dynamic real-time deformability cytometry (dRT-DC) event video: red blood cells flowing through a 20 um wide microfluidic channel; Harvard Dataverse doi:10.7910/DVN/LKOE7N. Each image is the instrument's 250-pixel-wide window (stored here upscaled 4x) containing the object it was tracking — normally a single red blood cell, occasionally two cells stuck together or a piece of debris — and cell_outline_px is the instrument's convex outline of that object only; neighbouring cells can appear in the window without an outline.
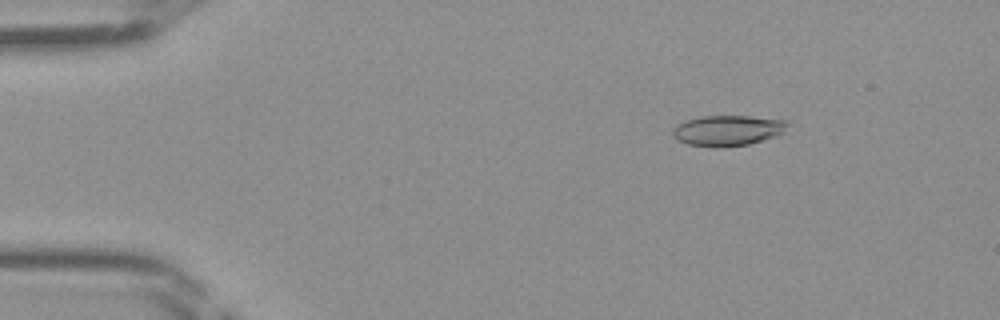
{"species": "Egyptian fruit bat (a non-hibernating species)", "species_latin": "Rousettus aegyptiacus", "temperature_condition": "room temperature", "stored_images_in_passage": 46, "camera_frame_rate_fps": 3000, "um_per_image_px": 0.085, "frame": {"image": 1, "passage_image": 7, "time_ms": 2.0, "image_size_px": [1000, 320], "cell_outline_px": [[788, 124], [784, 132], [776, 136], [764, 140], [748, 144], [720, 148], [716, 148], [688, 144], [672, 136], [672, 128], [676, 124], [700, 116], [748, 116], [788, 120]], "centroid_in_image_um": [61.85, 11.09], "position_along_channel_um": 23.1, "area_um2": 20.58}}
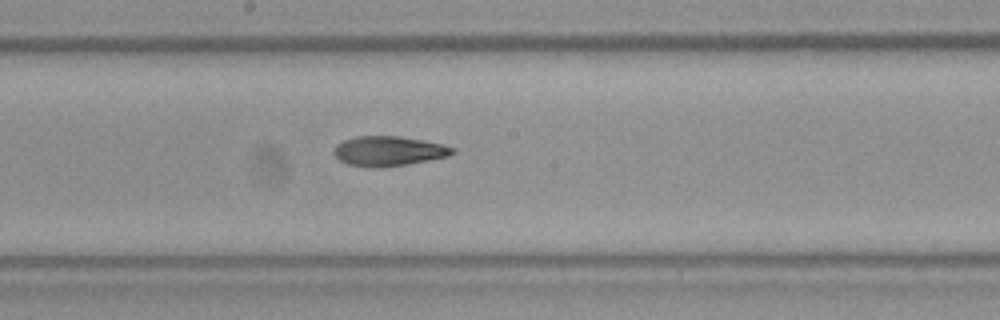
{"frame": {"image": 2, "passage_image": 25, "time_ms": 8.0, "image_size_px": [1000, 320], "cell_outline_px": [[456, 152], [448, 156], [428, 160], [384, 168], [372, 168], [348, 164], [340, 160], [332, 152], [336, 144], [344, 140], [356, 136], [400, 136], [424, 140], [444, 144], [456, 148]], "centroid_in_image_um": [33.04, 12.84], "position_along_channel_um": 215.2, "area_um2": 20.81}}
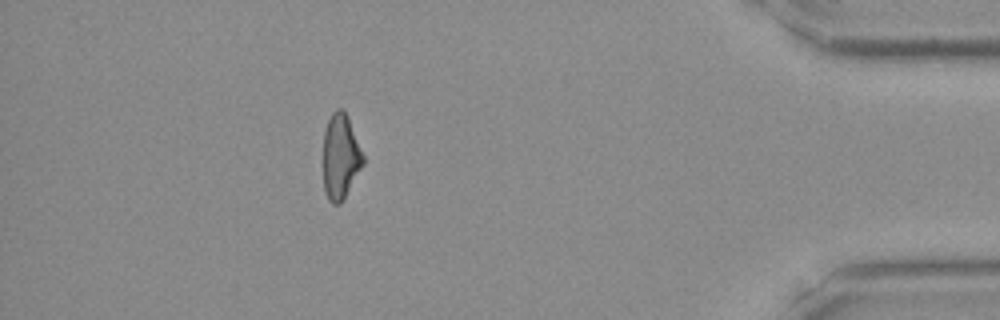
{"frame": {"image": 3, "passage_image": 41, "time_ms": 13.333, "image_size_px": [1000, 320], "cell_outline_px": [[364, 164], [340, 204], [332, 204], [328, 200], [324, 192], [324, 132], [328, 120], [332, 112], [336, 108], [344, 108], [364, 156]], "centroid_in_image_um": [28.94, 13.31], "position_along_channel_um": 406.3, "area_um2": 19.71}}